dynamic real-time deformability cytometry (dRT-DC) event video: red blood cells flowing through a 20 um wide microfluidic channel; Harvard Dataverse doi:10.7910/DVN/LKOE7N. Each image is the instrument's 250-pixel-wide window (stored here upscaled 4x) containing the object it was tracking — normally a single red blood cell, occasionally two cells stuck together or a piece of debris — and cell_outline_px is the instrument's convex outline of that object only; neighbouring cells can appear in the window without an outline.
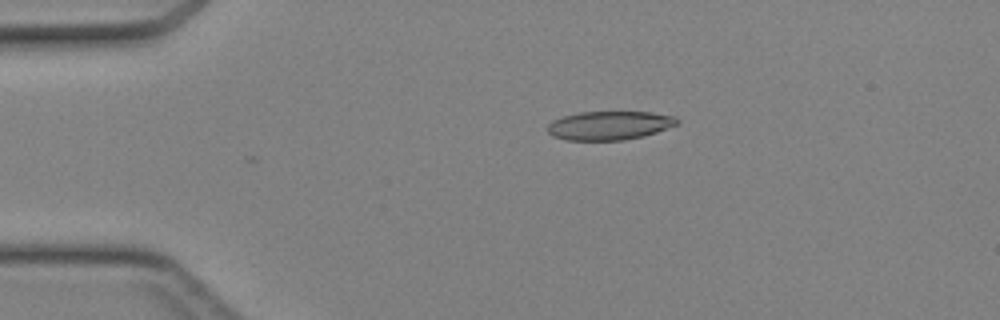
{"species": "Egyptian fruit bat (a non-hibernating species)", "species_latin": "Rousettus aegyptiacus", "temperature_condition": "cold", "stored_images_in_passage": 3, "camera_frame_rate_fps": 3000, "um_per_image_px": 0.085, "animal": {"sex": "female"}, "frame": {"image": 1, "passage_image": 3, "time_ms": 0.667, "image_size_px": [1000, 320], "cell_outline_px": [[680, 120], [676, 124], [656, 132], [644, 136], [624, 140], [564, 140], [552, 136], [548, 132], [548, 124], [552, 120], [564, 116], [580, 112], [652, 112], [676, 116]], "centroid_in_image_um": [51.79, 10.66], "position_along_channel_um": 33.2, "area_um2": 21.73}}